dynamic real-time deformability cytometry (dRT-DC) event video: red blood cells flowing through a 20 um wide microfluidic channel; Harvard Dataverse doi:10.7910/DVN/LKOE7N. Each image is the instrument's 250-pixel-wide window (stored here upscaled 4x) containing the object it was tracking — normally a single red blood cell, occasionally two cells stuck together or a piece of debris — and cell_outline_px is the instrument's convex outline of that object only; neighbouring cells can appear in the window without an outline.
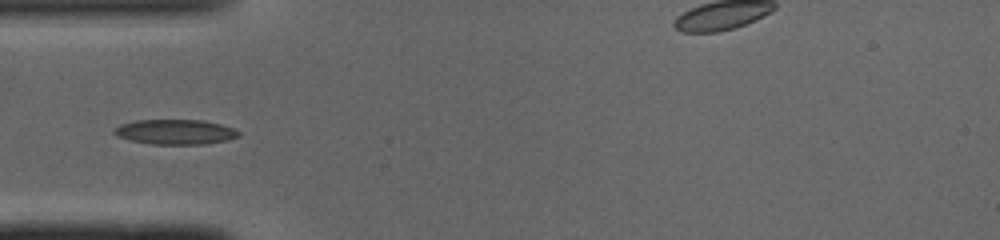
{"species": "common noctule bat (a hibernating species)", "species_latin": "Nyctalus noctula", "temperature_condition": "cold", "stored_images_in_passage": 42, "camera_frame_rate_fps": 3000, "um_per_image_px": 0.085, "animal": {"sex": "male", "body_mass_g": 19.0, "forearm_length_mm": 50.8}, "frame": {"image": 1, "passage_image": 7, "time_ms": 2.0, "image_size_px": [1000, 240], "cell_outline_px": [[240, 136], [228, 140], [208, 144], [152, 144], [132, 140], [116, 136], [112, 132], [120, 124], [136, 120], [204, 120], [220, 124], [232, 128], [240, 132]], "centroid_in_image_um": [14.92, 11.21], "position_along_channel_um": 70.1, "area_um2": 18.09}}
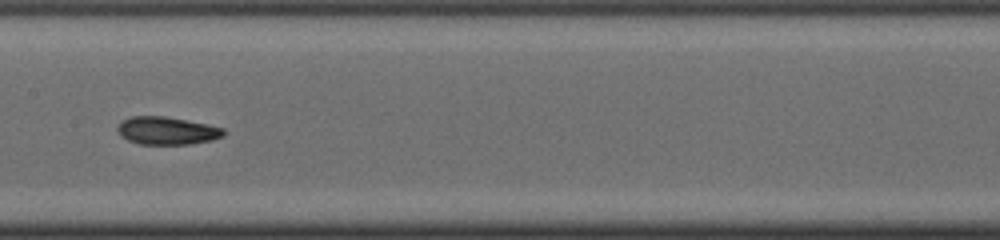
{"frame": {"image": 2, "passage_image": 16, "time_ms": 5.0, "image_size_px": [1000, 240], "cell_outline_px": [[224, 136], [212, 140], [188, 144], [140, 144], [128, 140], [116, 128], [124, 120], [132, 116], [164, 116], [208, 124], [224, 128]], "centroid_in_image_um": [14.23, 11.11], "position_along_channel_um": 193.2, "area_um2": 16.94}}
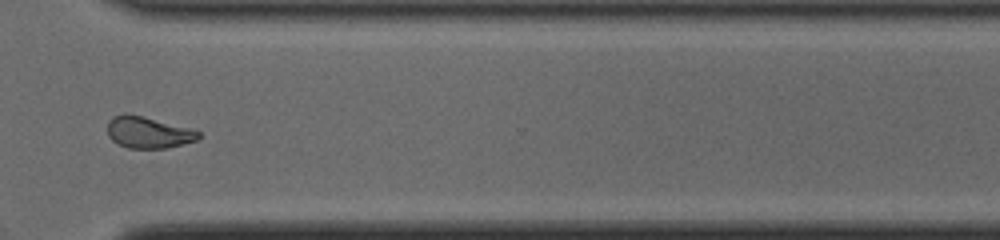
{"frame": {"image": 3, "passage_image": 28, "time_ms": 9.0, "image_size_px": [1000, 240], "cell_outline_px": [[200, 136], [196, 140], [168, 148], [128, 148], [116, 144], [108, 136], [108, 120], [112, 116], [124, 112], [144, 116], [188, 128], [200, 132]], "centroid_in_image_um": [12.54, 11.24], "position_along_channel_um": 358.1, "area_um2": 16.82}, "authors_computed_cell_mechanics": {"area_um2": 17.4845, "velocity_mm_per_s": 4.101, "shape_relaxation_time_tau1_ms": 10.3232, "shape_relaxation_time_tau2_ms": 2.5524, "deformation_change_tau1": 0.2424, "deformation_change_tau2": 0.0874}}